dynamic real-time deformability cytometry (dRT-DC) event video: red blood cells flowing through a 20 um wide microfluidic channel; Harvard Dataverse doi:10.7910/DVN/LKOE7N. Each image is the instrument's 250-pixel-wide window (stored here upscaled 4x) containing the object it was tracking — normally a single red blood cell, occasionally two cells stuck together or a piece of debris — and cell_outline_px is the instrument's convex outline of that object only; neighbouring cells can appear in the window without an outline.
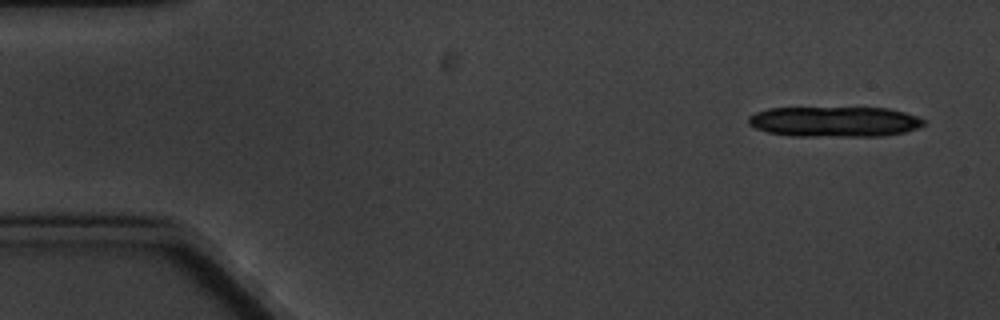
{"species": "common noctule bat (a hibernating species)", "species_latin": "Nyctalus noctula", "temperature_condition": "cold", "stored_images_in_passage": 5, "camera_frame_rate_fps": 3000, "um_per_image_px": 0.085, "animal": {"sex": "male", "body_mass_g": 20.1, "forearm_length_mm": 53.5}, "frame": {"image": 1, "passage_image": 1, "time_ms": 0.0, "image_size_px": [1000, 320], "cell_outline_px": [[924, 124], [916, 128], [904, 132], [880, 136], [792, 136], [768, 132], [756, 128], [748, 124], [748, 116], [756, 112], [768, 108], [888, 108], [904, 112], [916, 116], [924, 120]], "centroid_in_image_um": [70.9, 10.34], "position_along_channel_um": 14.1, "area_um2": 30.87}}